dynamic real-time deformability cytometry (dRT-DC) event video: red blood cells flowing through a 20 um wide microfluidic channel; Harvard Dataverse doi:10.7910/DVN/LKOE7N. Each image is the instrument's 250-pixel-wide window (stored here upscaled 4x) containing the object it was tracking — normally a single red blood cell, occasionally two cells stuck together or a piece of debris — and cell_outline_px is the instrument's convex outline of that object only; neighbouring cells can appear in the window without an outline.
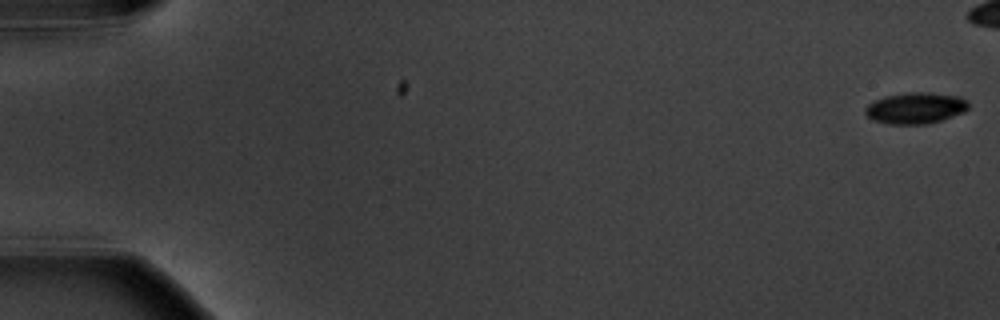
{"species": "common noctule bat (a hibernating species)", "species_latin": "Nyctalus noctula", "temperature_condition": "warm", "stored_images_in_passage": 7, "camera_frame_rate_fps": 3000, "um_per_image_px": 0.085, "animal": {"sex": "male", "body_mass_g": 20.1, "forearm_length_mm": 53.5}, "frame": {"image": 1, "passage_image": 1, "time_ms": 0.0, "image_size_px": [1000, 320], "cell_outline_px": [[968, 108], [964, 112], [928, 124], [888, 124], [872, 120], [864, 112], [864, 108], [868, 104], [884, 96], [912, 92], [932, 92], [960, 96], [968, 100]], "centroid_in_image_um": [77.82, 9.18], "position_along_channel_um": 7.2, "area_um2": 18.9}}
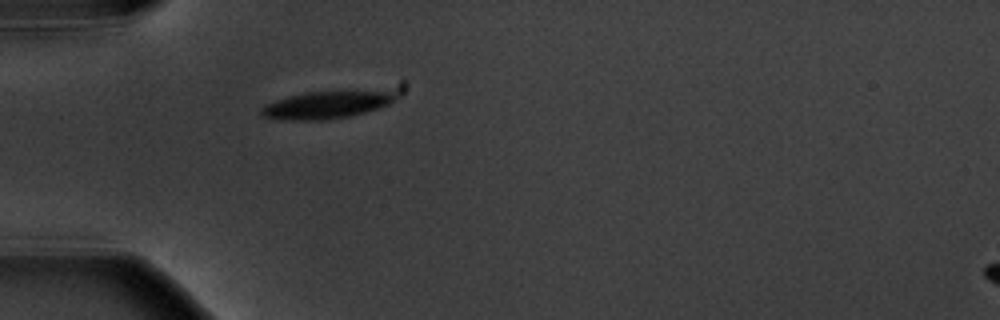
{"frame": {"image": 2, "passage_image": 7, "time_ms": 7.667, "image_size_px": [1000, 320], "cell_outline_px": [[392, 100], [388, 104], [364, 112], [348, 116], [320, 120], [292, 120], [260, 116], [260, 108], [276, 100], [288, 96], [304, 92], [392, 92]], "centroid_in_image_um": [27.59, 8.94], "position_along_channel_um": 57.4, "area_um2": 20.4}}